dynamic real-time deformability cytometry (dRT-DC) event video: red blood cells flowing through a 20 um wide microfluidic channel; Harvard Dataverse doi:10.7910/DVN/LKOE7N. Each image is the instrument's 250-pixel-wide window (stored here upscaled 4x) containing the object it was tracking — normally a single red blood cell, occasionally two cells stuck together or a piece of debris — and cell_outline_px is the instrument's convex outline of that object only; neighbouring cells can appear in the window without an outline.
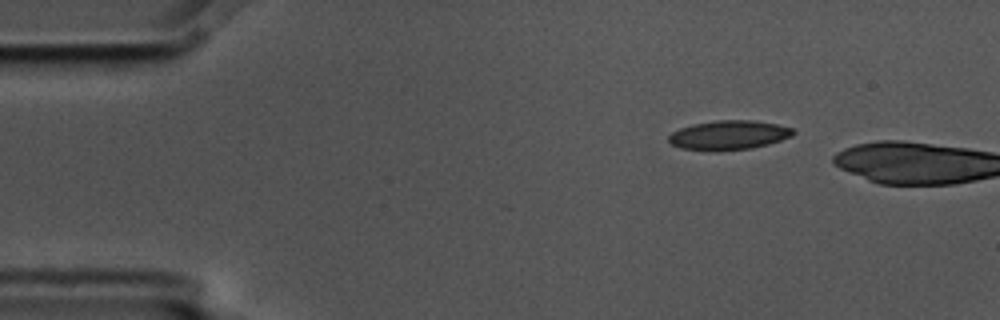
{"species": "common noctule bat (a hibernating species)", "species_latin": "Nyctalus noctula", "temperature_condition": "cold", "stored_images_in_passage": 2, "camera_frame_rate_fps": 3000, "um_per_image_px": 0.085, "animal": {"sex": "male", "body_mass_g": 17.5, "forearm_length_mm": 52.3}, "frame": {"image": 1, "passage_image": 1, "time_ms": 0.0, "image_size_px": [1000, 320], "cell_outline_px": [[796, 132], [792, 136], [768, 144], [748, 148], [680, 148], [672, 144], [668, 140], [668, 136], [672, 132], [680, 128], [692, 124], [716, 120], [752, 120], [776, 124], [796, 128]], "centroid_in_image_um": [62.0, 11.43], "position_along_channel_um": 23.0, "area_um2": 20.46}}